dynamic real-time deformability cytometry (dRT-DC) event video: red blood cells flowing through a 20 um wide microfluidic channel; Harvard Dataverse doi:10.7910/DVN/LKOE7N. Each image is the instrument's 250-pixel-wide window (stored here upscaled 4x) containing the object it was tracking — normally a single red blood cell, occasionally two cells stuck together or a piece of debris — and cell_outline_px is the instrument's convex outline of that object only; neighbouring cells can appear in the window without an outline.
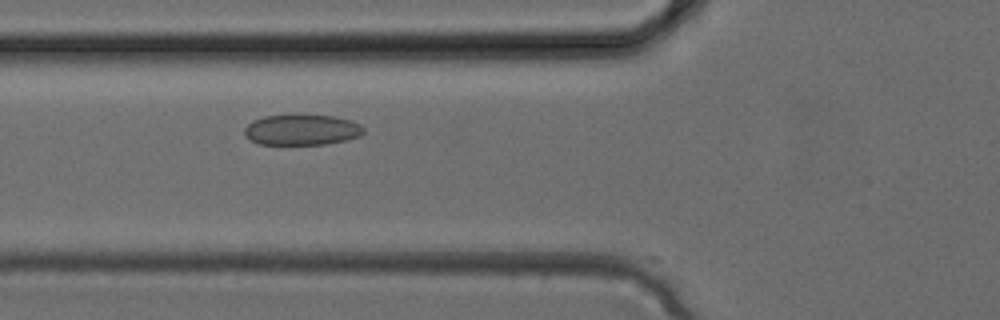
{"species": "common noctule bat (a hibernating species)", "species_latin": "Nyctalus noctula", "temperature_condition": "cold", "stored_images_in_passage": 4, "camera_frame_rate_fps": 3000, "um_per_image_px": 0.085, "animal": {"sex": "female", "body_mass_g": 24.6, "forearm_length_mm": 56.2}, "frame": {"image": 1, "passage_image": 2, "time_ms": 0.333, "image_size_px": [1000, 320], "cell_outline_px": [[364, 132], [360, 136], [328, 144], [260, 144], [244, 136], [244, 128], [252, 120], [264, 116], [332, 116], [348, 120], [360, 124], [364, 128]], "centroid_in_image_um": [25.63, 11.05], "position_along_channel_um": 100.2, "area_um2": 20.92}}